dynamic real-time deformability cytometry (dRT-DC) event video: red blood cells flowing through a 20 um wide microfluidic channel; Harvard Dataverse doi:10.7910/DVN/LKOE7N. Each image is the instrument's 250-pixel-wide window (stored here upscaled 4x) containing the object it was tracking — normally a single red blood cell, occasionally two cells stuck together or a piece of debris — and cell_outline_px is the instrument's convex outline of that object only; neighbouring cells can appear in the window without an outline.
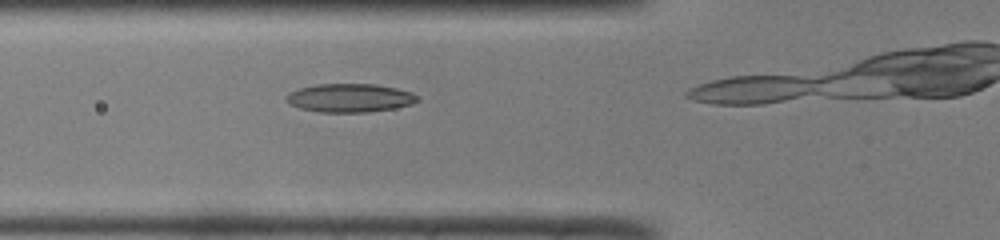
{"species": "common noctule bat (a hibernating species)", "species_latin": "Nyctalus noctula", "temperature_condition": "room temperature", "stored_images_in_passage": 7, "camera_frame_rate_fps": 3000, "um_per_image_px": 0.085, "animal": {"sex": "male", "body_mass_g": 19.0, "forearm_length_mm": 50.8}, "frame": {"image": 1, "passage_image": 6, "time_ms": 1.667, "image_size_px": [1000, 240], "cell_outline_px": [[420, 100], [412, 104], [396, 108], [368, 112], [320, 112], [300, 108], [288, 104], [284, 100], [284, 96], [288, 92], [300, 88], [316, 84], [376, 84], [396, 88], [412, 92]], "centroid_in_image_um": [29.7, 8.32], "position_along_channel_um": 96.1, "area_um2": 22.02}}